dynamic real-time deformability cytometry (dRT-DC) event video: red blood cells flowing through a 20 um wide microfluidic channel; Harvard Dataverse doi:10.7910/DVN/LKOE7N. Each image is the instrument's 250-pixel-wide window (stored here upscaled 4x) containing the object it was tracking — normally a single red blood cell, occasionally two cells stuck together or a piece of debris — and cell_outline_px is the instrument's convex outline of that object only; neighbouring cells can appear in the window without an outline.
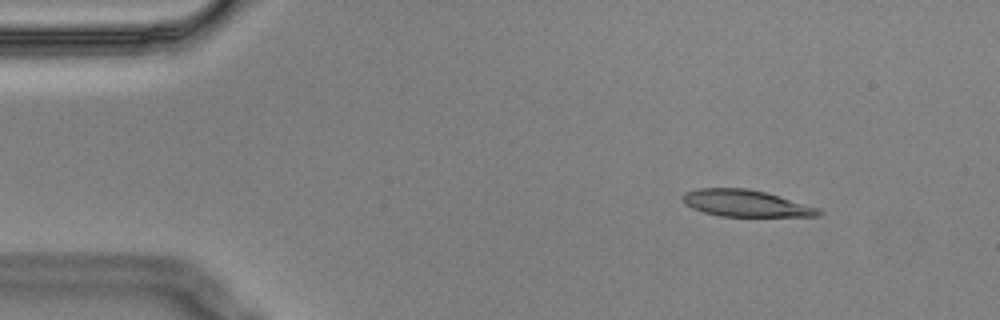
{"species": "Egyptian fruit bat (a non-hibernating species)", "species_latin": "Rousettus aegyptiacus", "temperature_condition": "cold", "stored_images_in_passage": 4, "camera_frame_rate_fps": 3000, "um_per_image_px": 0.085, "animal": {"sex": "male"}, "frame": {"image": 1, "passage_image": 1, "time_ms": 0.0, "image_size_px": [1000, 320], "cell_outline_px": [[824, 212], [820, 216], [720, 216], [704, 212], [692, 208], [684, 204], [680, 196], [684, 192], [700, 188], [748, 188], [764, 192], [820, 208]], "centroid_in_image_um": [63.36, 17.28], "position_along_channel_um": 21.6, "area_um2": 21.15}}
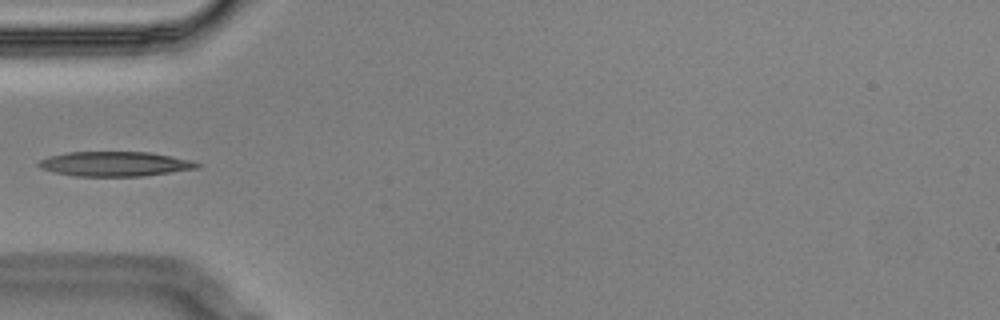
{"frame": {"image": 2, "passage_image": 4, "time_ms": 1.0, "image_size_px": [1000, 320], "cell_outline_px": [[200, 168], [140, 176], [76, 176], [56, 172], [40, 168], [36, 164], [40, 160], [48, 156], [68, 152], [148, 152], [192, 160], [200, 164]], "centroid_in_image_um": [9.76, 13.93], "position_along_channel_um": 75.2, "area_um2": 22.66}}